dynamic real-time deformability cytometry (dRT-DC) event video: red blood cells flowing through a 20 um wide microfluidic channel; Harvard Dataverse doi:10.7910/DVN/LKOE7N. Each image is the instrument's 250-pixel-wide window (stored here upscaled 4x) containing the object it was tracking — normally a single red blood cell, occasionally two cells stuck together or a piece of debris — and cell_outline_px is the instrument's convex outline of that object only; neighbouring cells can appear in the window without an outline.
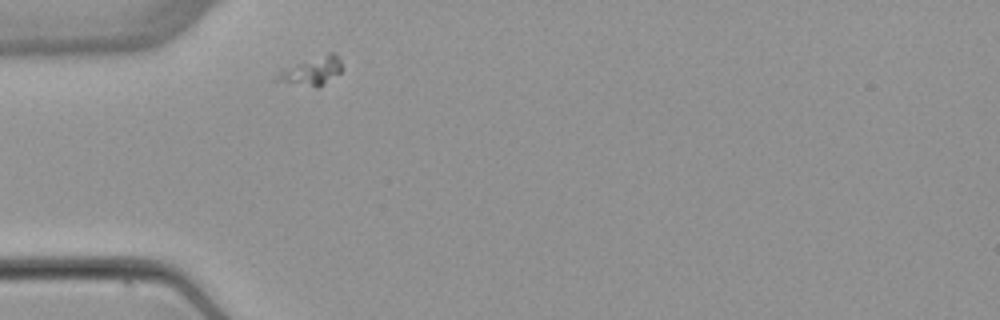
{"species": "common noctule bat (a hibernating species)", "species_latin": "Nyctalus noctula", "temperature_condition": "warm", "stored_images_in_passage": 1, "camera_frame_rate_fps": 3000, "um_per_image_px": 0.085, "animal": {"sex": "female", "body_mass_g": 22.7, "forearm_length_mm": 54.2}, "frame": {"image": 1, "passage_image": 1, "time_ms": 0.0, "image_size_px": [1000, 320], "cell_outline_px": [[344, 68], [340, 72], [320, 88], [316, 88], [276, 80], [280, 72], [328, 52], [332, 52], [340, 60]], "centroid_in_image_um": [26.63, 6.07], "position_along_channel_um": 58.4, "area_um2": 10.12}}